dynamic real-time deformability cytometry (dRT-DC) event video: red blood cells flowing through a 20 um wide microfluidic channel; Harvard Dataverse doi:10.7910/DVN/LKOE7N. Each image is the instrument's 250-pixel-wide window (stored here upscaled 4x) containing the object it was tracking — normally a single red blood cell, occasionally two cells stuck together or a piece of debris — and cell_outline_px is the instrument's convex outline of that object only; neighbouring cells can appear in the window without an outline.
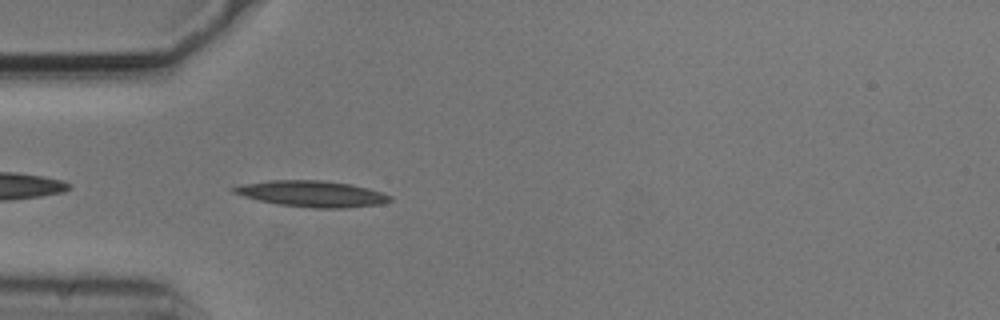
{"species": "common noctule bat (a hibernating species)", "species_latin": "Nyctalus noctula", "temperature_condition": "cold", "stored_images_in_passage": 11, "camera_frame_rate_fps": 3000, "um_per_image_px": 0.085, "animal": {"sex": "male", "body_mass_g": 20.5, "forearm_length_mm": 52.5}, "frame": {"image": 1, "passage_image": 1, "time_ms": 0.0, "image_size_px": [1000, 320], "cell_outline_px": [[392, 200], [380, 204], [348, 208], [312, 208], [280, 204], [260, 200], [244, 196], [232, 192], [228, 188], [240, 184], [268, 180], [320, 180], [352, 184], [368, 188], [392, 196]], "centroid_in_image_um": [26.49, 16.46], "position_along_channel_um": 58.5, "area_um2": 23.81}}